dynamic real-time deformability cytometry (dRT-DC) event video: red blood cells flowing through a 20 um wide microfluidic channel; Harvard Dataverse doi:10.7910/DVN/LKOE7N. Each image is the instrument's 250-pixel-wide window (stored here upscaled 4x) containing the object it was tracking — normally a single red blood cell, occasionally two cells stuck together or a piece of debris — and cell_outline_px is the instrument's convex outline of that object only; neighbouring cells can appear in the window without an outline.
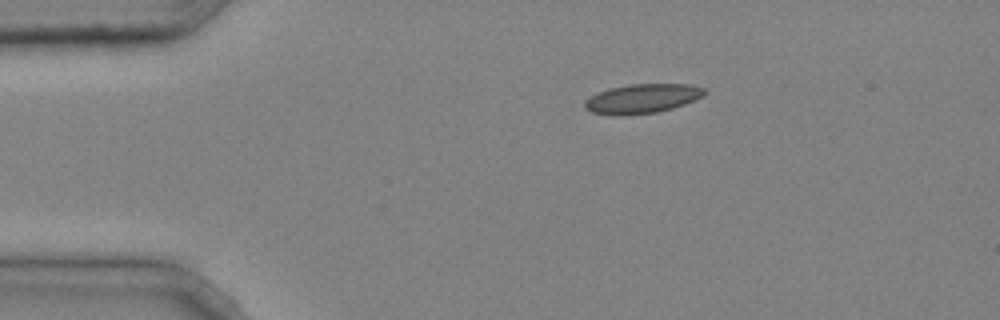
{"species": "common noctule bat (a hibernating species)", "species_latin": "Nyctalus noctula", "temperature_condition": "cold", "stored_images_in_passage": 5, "camera_frame_rate_fps": 3000, "um_per_image_px": 0.085, "animal": {"sex": "male", "body_mass_g": 20.4}, "frame": {"image": 1, "passage_image": 5, "time_ms": 1.333, "image_size_px": [1000, 320], "cell_outline_px": [[704, 96], [684, 104], [672, 108], [656, 112], [620, 116], [616, 116], [592, 112], [584, 108], [584, 100], [608, 88], [632, 84], [688, 84], [704, 88]], "centroid_in_image_um": [54.56, 8.39], "position_along_channel_um": 30.4, "area_um2": 20.35}}